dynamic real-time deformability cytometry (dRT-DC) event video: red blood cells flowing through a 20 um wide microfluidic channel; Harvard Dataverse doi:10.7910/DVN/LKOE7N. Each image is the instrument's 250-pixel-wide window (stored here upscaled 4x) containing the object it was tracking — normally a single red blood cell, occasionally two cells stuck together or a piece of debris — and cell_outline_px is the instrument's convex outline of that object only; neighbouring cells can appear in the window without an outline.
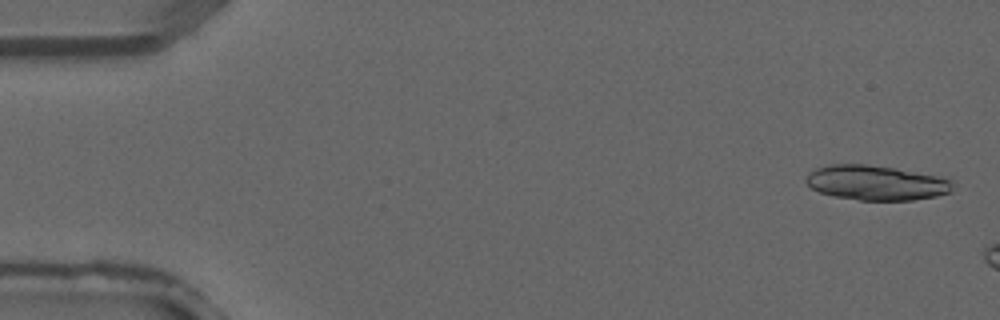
{"species": "common noctule bat (a hibernating species)", "species_latin": "Nyctalus noctula", "temperature_condition": "warm", "stored_images_in_passage": 5, "camera_frame_rate_fps": 3000, "um_per_image_px": 0.085, "animal": {"sex": "male", "forearm_length_mm": 52.5}, "frame": {"image": 1, "passage_image": 1, "time_ms": 0.0, "image_size_px": [1000, 320], "cell_outline_px": [[952, 192], [936, 196], [912, 200], [860, 200], [836, 196], [820, 192], [812, 188], [804, 180], [816, 168], [832, 164], [868, 164], [892, 168], [936, 176], [952, 180]], "centroid_in_image_um": [74.48, 15.54], "position_along_channel_um": 10.5, "area_um2": 29.3}}
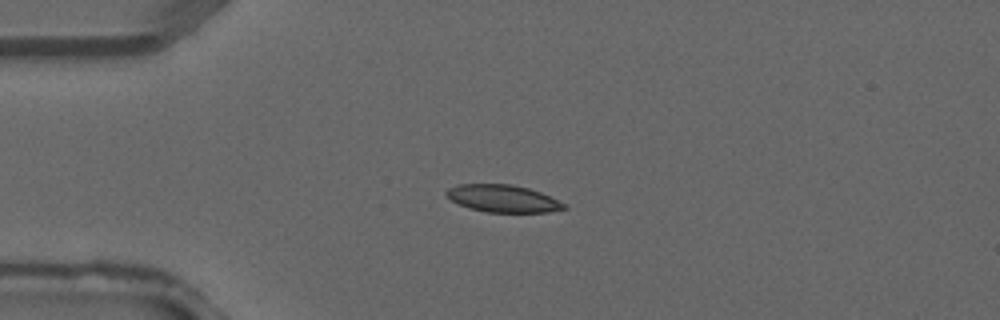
{"frame": {"image": 2, "passage_image": 4, "time_ms": 1.0, "image_size_px": [1000, 320], "cell_outline_px": [[568, 208], [548, 212], [488, 212], [468, 208], [452, 200], [444, 192], [448, 188], [460, 184], [512, 184], [528, 188], [540, 192], [568, 204]], "centroid_in_image_um": [42.78, 16.87], "position_along_channel_um": 42.2, "area_um2": 18.73}}